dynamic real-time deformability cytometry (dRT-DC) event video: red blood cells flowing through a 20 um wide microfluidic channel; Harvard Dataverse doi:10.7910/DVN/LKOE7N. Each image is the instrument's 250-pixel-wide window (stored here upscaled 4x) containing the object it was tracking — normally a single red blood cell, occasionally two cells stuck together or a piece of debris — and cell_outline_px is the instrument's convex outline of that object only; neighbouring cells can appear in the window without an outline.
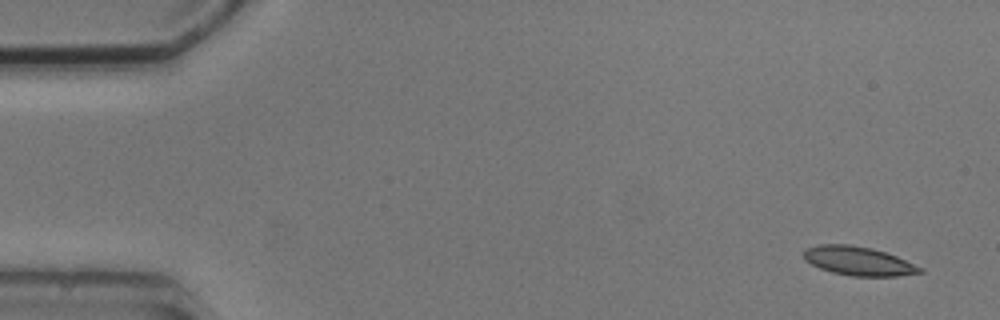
{"species": "common noctule bat (a hibernating species)", "species_latin": "Nyctalus noctula", "temperature_condition": "cold", "stored_images_in_passage": 5, "segment_of_instrument_passage": [1, 2], "camera_frame_rate_fps": 3000, "um_per_image_px": 0.085, "animal": {"sex": "male", "body_mass_g": 20.5, "forearm_length_mm": 52.5}, "frame": {"image": 1, "passage_image": 1, "time_ms": 0.0, "image_size_px": [1000, 320], "cell_outline_px": [[924, 272], [896, 276], [852, 276], [832, 272], [820, 268], [804, 260], [804, 248], [820, 244], [848, 244], [872, 248], [896, 256], [924, 268]], "centroid_in_image_um": [72.96, 22.18], "position_along_channel_um": 12.0, "area_um2": 19.54}}
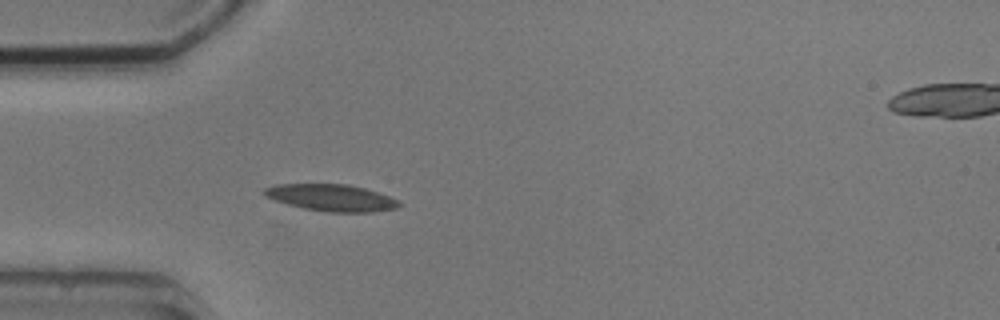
{"frame": {"image": 2, "passage_image": 4, "time_ms": 4.333, "image_size_px": [1000, 320], "cell_outline_px": [[400, 204], [396, 208], [372, 212], [328, 212], [304, 208], [288, 204], [264, 196], [264, 188], [276, 184], [348, 184], [364, 188], [388, 196], [396, 200]], "centroid_in_image_um": [28.13, 16.8], "position_along_channel_um": 56.9, "area_um2": 20.75}}